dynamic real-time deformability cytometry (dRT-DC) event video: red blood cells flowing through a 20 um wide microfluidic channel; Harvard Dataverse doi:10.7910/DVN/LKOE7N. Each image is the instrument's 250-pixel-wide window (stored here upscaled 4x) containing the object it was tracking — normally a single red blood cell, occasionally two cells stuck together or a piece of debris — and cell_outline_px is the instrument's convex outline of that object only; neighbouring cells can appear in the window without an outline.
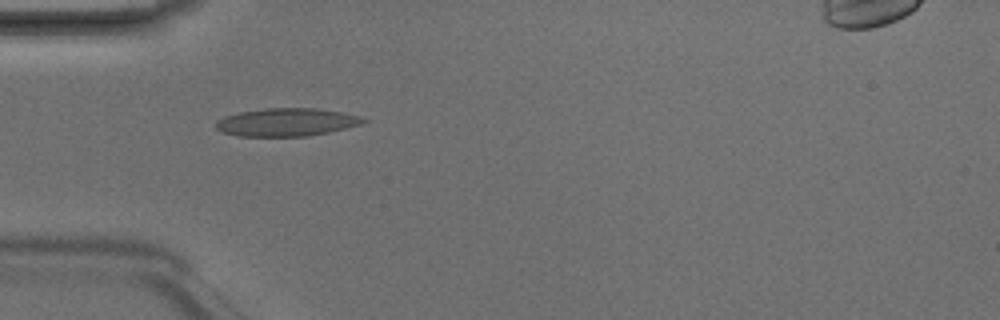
{"species": "Egyptian fruit bat (a non-hibernating species)", "species_latin": "Rousettus aegyptiacus", "temperature_condition": "room temperature", "stored_images_in_passage": 1, "camera_frame_rate_fps": 3000, "um_per_image_px": 0.085, "animal": {"sex": "male"}, "frame": {"image": 1, "passage_image": 1, "time_ms": 0.0, "image_size_px": [1000, 320], "cell_outline_px": [[368, 120], [360, 124], [328, 132], [308, 136], [236, 136], [220, 132], [216, 128], [216, 120], [224, 116], [240, 112], [264, 108], [316, 108], [344, 112], [360, 116]], "centroid_in_image_um": [24.32, 10.38], "position_along_channel_um": 60.7, "area_um2": 24.1}}